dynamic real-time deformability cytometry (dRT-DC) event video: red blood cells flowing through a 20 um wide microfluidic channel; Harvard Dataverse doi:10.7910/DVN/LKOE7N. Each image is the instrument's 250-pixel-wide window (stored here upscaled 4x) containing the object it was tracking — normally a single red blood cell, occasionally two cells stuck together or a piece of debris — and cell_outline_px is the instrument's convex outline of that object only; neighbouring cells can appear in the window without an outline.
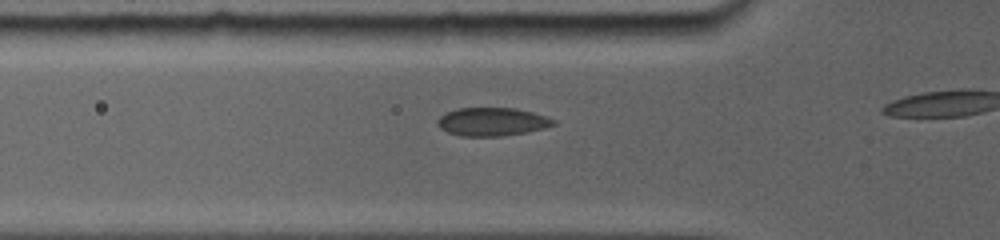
{"species": "common noctule bat (a hibernating species)", "species_latin": "Nyctalus noctula", "temperature_condition": "room temperature", "stored_images_in_passage": 5, "camera_frame_rate_fps": 5000, "um_per_image_px": 0.085, "animal": {"sex": "female", "body_mass_g": 19.0, "forearm_length_mm": 56.7}, "frame": {"image": 1, "passage_image": 4, "time_ms": 2.0, "image_size_px": [1000, 240], "cell_outline_px": [[556, 124], [524, 132], [496, 136], [464, 136], [448, 132], [440, 128], [436, 120], [440, 116], [456, 108], [516, 108], [532, 112], [556, 120]], "centroid_in_image_um": [41.79, 10.33], "position_along_channel_um": 84.0, "area_um2": 18.73}}